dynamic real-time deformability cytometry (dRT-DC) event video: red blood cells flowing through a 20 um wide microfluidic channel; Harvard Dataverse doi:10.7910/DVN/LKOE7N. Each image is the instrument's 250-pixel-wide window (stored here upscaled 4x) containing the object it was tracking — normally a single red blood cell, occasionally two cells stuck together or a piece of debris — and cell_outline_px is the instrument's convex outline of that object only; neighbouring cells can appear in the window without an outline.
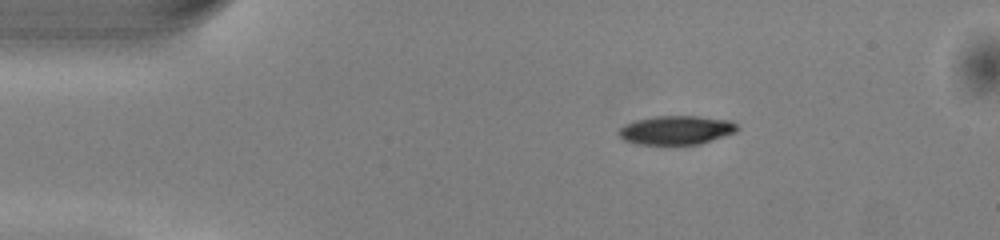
{"species": "common noctule bat (a hibernating species)", "species_latin": "Nyctalus noctula", "temperature_condition": "warm", "stored_images_in_passage": 50, "camera_frame_rate_fps": 3000, "um_per_image_px": 0.085, "animal": {"sex": "male", "body_mass_g": 13.0, "forearm_length_mm": 53.1}, "frame": {"image": 1, "passage_image": 8, "time_ms": 2.333, "image_size_px": [1000, 240], "cell_outline_px": [[740, 128], [736, 132], [700, 144], [636, 144], [624, 140], [616, 132], [624, 124], [636, 120], [656, 116], [700, 116], [732, 120]], "centroid_in_image_um": [57.5, 11.05], "position_along_channel_um": 27.5, "area_um2": 20.06}}
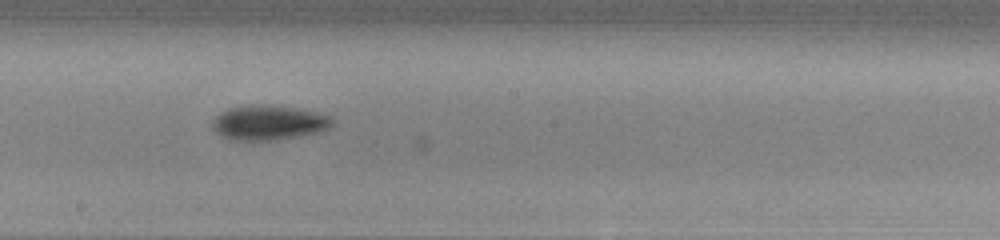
{"frame": {"image": 2, "passage_image": 27, "time_ms": 8.667, "image_size_px": [1000, 240], "cell_outline_px": [[332, 124], [328, 128], [316, 132], [300, 136], [276, 140], [228, 140], [220, 136], [212, 128], [212, 120], [220, 112], [228, 108], [252, 104], [260, 104], [300, 108], [332, 116]], "centroid_in_image_um": [22.79, 10.42], "position_along_channel_um": 225.4, "area_um2": 24.51}}
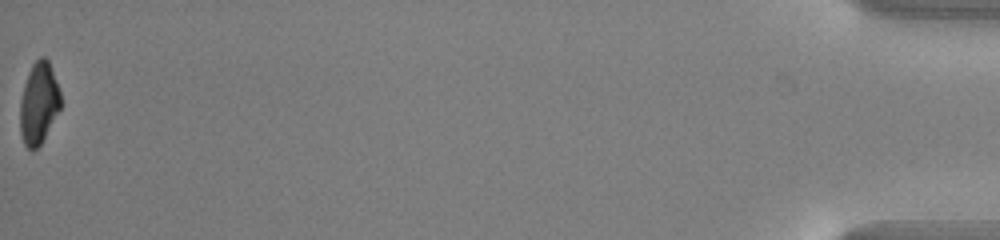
{"frame": {"image": 3, "passage_image": 50, "time_ms": 16.333, "image_size_px": [1000, 240], "cell_outline_px": [[60, 108], [40, 144], [32, 152], [24, 144], [20, 132], [20, 100], [24, 84], [28, 72], [32, 64], [40, 56], [44, 56], [48, 60], [60, 92]], "centroid_in_image_um": [3.27, 8.76], "position_along_channel_um": 431.9, "area_um2": 19.07}, "authors_computed_cell_mechanics": {"area_um2": 21.386, "velocity_mm_per_s": 4.0731, "shape_relaxation_time_tau1_ms": 2.0777, "shape_relaxation_time_tau2_ms": null, "deformation_change_tau1": 0.1332, "deformation_change_tau2": null}}